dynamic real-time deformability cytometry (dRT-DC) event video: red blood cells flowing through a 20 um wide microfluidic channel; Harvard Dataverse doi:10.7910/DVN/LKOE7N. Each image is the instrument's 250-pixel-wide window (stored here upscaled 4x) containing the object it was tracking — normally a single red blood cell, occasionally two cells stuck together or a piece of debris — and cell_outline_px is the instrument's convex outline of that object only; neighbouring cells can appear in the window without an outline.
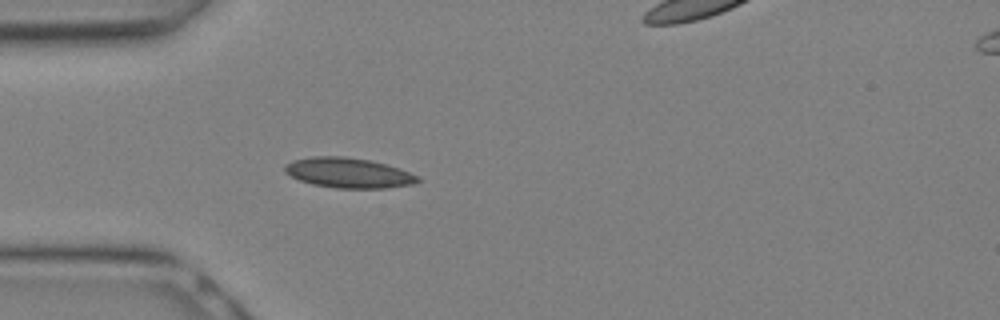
{"species": "Egyptian fruit bat (a non-hibernating species)", "species_latin": "Rousettus aegyptiacus", "temperature_condition": "warm", "stored_images_in_passage": 4, "camera_frame_rate_fps": 3000, "um_per_image_px": 0.085, "animal": {"sex": "female"}, "frame": {"image": 1, "passage_image": 2, "time_ms": 0.333, "image_size_px": [1000, 320], "cell_outline_px": [[420, 180], [412, 184], [388, 188], [336, 188], [312, 184], [300, 180], [284, 172], [284, 164], [292, 160], [312, 156], [344, 156], [368, 160], [388, 164], [400, 168], [420, 176]], "centroid_in_image_um": [29.62, 14.68], "position_along_channel_um": 55.4, "area_um2": 23.47}}
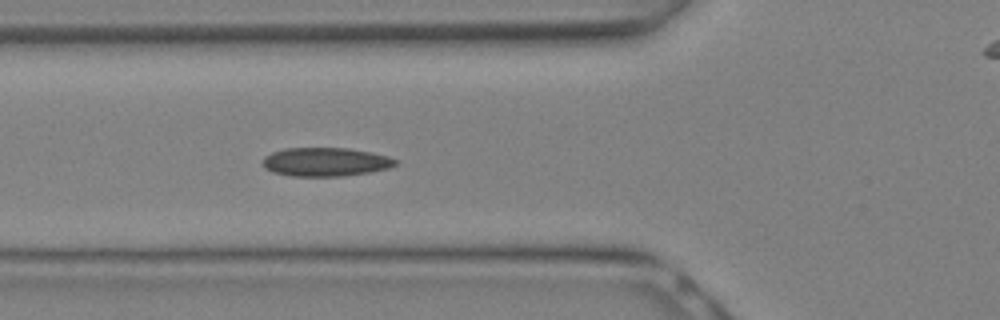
{"frame": {"image": 2, "passage_image": 4, "time_ms": 1.0, "image_size_px": [1000, 320], "cell_outline_px": [[396, 164], [388, 168], [368, 172], [340, 176], [292, 176], [272, 172], [264, 168], [264, 156], [272, 152], [284, 148], [348, 148], [388, 156], [396, 160]], "centroid_in_image_um": [27.62, 13.76], "position_along_channel_um": 98.2, "area_um2": 21.96}}